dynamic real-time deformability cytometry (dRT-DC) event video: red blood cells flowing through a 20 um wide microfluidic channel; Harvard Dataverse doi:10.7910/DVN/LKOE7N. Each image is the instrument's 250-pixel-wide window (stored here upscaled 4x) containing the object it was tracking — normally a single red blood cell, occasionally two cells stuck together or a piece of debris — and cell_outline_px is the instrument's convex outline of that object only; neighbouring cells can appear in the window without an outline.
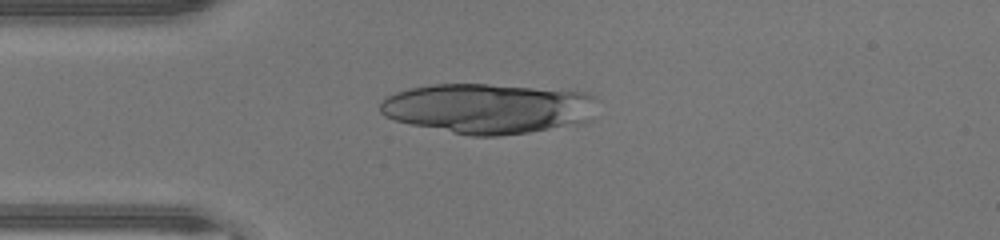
{"species": "human", "species_latin": "Homo sapiens", "temperature_condition": "warm", "stored_images_in_passage": 35, "camera_frame_rate_fps": 3000, "um_per_image_px": 0.085, "donor": {"sex": "male"}, "frame": {"image": 1, "passage_image": 1, "time_ms": 0.0, "image_size_px": [1000, 240], "cell_outline_px": [[600, 100], [592, 120], [580, 124], [528, 132], [500, 136], [472, 136], [412, 124], [396, 120], [384, 116], [380, 112], [380, 104], [388, 96], [396, 92], [408, 88], [432, 84], [488, 84], [588, 92], [596, 96]], "centroid_in_image_um": [41.6, 9.21], "position_along_channel_um": 43.4, "area_um2": 63.87}}